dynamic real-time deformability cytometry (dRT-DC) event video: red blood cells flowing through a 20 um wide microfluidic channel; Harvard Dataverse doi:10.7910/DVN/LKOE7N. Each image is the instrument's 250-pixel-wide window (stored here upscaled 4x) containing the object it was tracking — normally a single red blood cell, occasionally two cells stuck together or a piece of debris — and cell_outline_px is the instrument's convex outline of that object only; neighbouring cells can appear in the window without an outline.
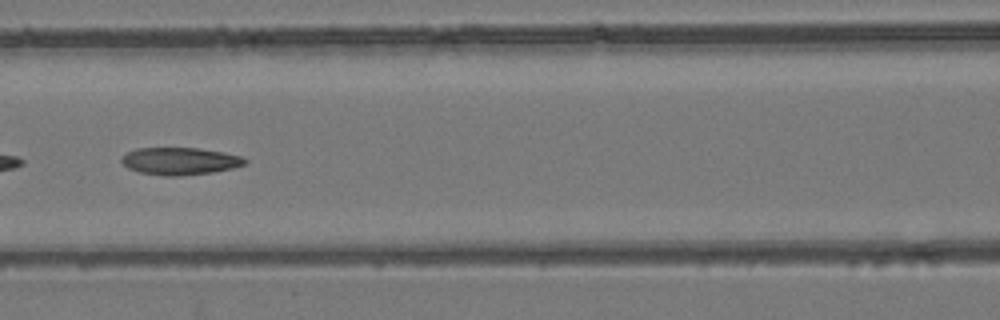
{"species": "common noctule bat (a hibernating species)", "species_latin": "Nyctalus noctula", "temperature_condition": "room temperature", "stored_images_in_passage": 8, "camera_frame_rate_fps": 3000, "um_per_image_px": 0.085, "animal": {"sex": "female", "body_mass_g": 24.6, "forearm_length_mm": 56.2}, "frame": {"image": 1, "passage_image": 6, "time_ms": 5.667, "image_size_px": [1000, 320], "cell_outline_px": [[248, 160], [244, 164], [232, 168], [212, 172], [180, 176], [164, 176], [140, 172], [128, 168], [120, 160], [120, 156], [136, 148], [196, 148], [220, 152], [240, 156]], "centroid_in_image_um": [15.24, 13.7], "position_along_channel_um": 151.4, "area_um2": 19.48}}
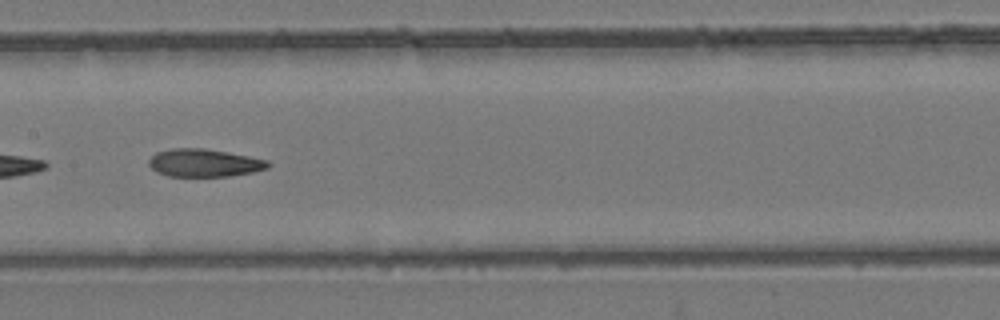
{"frame": {"image": 2, "passage_image": 7, "time_ms": 6.667, "image_size_px": [1000, 320], "cell_outline_px": [[272, 164], [268, 168], [252, 172], [228, 176], [168, 176], [156, 172], [148, 164], [148, 160], [156, 152], [172, 148], [204, 148], [228, 152], [268, 160]], "centroid_in_image_um": [17.35, 13.84], "position_along_channel_um": 190.0, "area_um2": 19.36}}
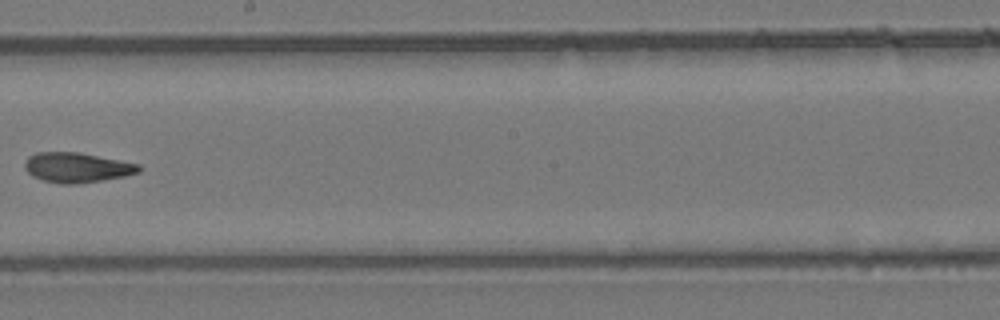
{"frame": {"image": 3, "passage_image": 8, "time_ms": 8.0, "image_size_px": [1000, 320], "cell_outline_px": [[144, 168], [140, 172], [124, 176], [76, 184], [64, 184], [44, 180], [32, 176], [24, 168], [24, 164], [28, 156], [36, 152], [80, 152], [140, 164]], "centroid_in_image_um": [6.55, 14.22], "position_along_channel_um": 241.6, "area_um2": 19.94}}